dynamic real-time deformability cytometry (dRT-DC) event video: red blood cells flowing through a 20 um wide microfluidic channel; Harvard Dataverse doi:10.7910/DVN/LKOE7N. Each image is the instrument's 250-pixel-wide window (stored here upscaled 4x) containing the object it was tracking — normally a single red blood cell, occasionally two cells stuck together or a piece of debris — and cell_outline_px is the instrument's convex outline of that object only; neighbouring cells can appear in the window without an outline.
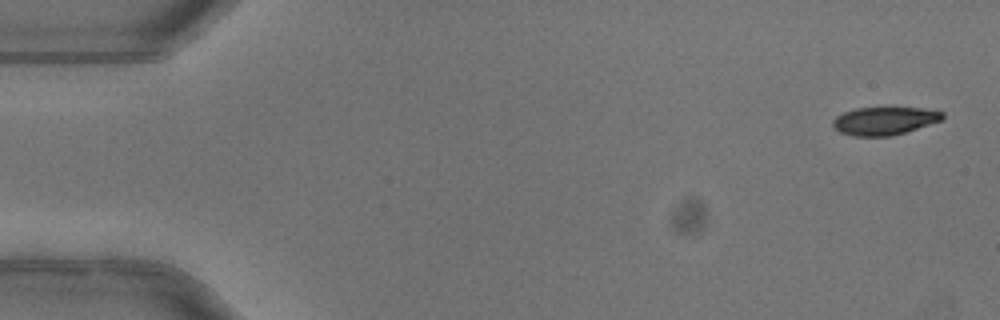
{"species": "common noctule bat (a hibernating species)", "species_latin": "Nyctalus noctula", "temperature_condition": "warm", "stored_images_in_passage": 2, "camera_frame_rate_fps": 3000, "um_per_image_px": 0.085, "animal": {"sex": "female"}, "frame": {"image": 1, "passage_image": 2, "time_ms": 0.333, "image_size_px": [1000, 320], "cell_outline_px": [[944, 116], [940, 120], [892, 136], [852, 136], [840, 132], [832, 128], [832, 120], [836, 116], [844, 112], [856, 108], [924, 108], [944, 112]], "centroid_in_image_um": [75.11, 10.27], "position_along_channel_um": 9.9, "area_um2": 17.74}}